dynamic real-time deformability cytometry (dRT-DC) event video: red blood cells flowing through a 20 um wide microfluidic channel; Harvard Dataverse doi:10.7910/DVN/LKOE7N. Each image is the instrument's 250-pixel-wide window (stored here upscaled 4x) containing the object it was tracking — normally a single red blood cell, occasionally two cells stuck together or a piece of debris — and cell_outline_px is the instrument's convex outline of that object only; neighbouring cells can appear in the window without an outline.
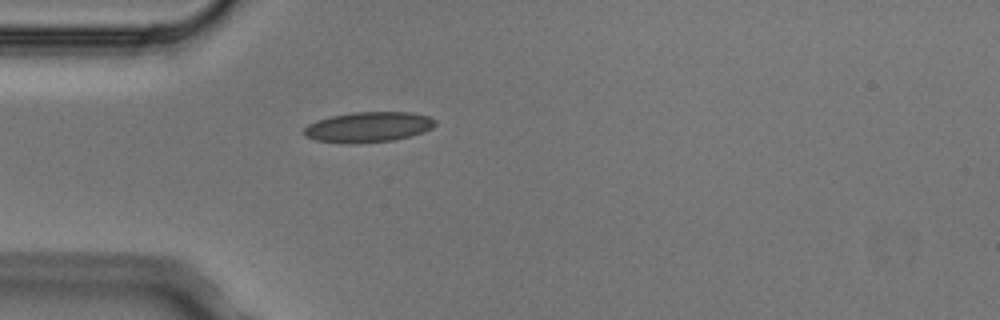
{"species": "Egyptian fruit bat (a non-hibernating species)", "species_latin": "Rousettus aegyptiacus", "temperature_condition": "cold", "stored_images_in_passage": 3, "camera_frame_rate_fps": 3000, "um_per_image_px": 0.085, "animal": {"sex": "male"}, "frame": {"image": 1, "passage_image": 3, "time_ms": 0.667, "image_size_px": [1000, 320], "cell_outline_px": [[436, 124], [432, 128], [424, 132], [392, 140], [316, 140], [304, 136], [304, 128], [308, 124], [316, 120], [332, 116], [352, 112], [412, 112], [428, 116], [436, 120]], "centroid_in_image_um": [31.37, 10.73], "position_along_channel_um": 53.6, "area_um2": 22.08}}